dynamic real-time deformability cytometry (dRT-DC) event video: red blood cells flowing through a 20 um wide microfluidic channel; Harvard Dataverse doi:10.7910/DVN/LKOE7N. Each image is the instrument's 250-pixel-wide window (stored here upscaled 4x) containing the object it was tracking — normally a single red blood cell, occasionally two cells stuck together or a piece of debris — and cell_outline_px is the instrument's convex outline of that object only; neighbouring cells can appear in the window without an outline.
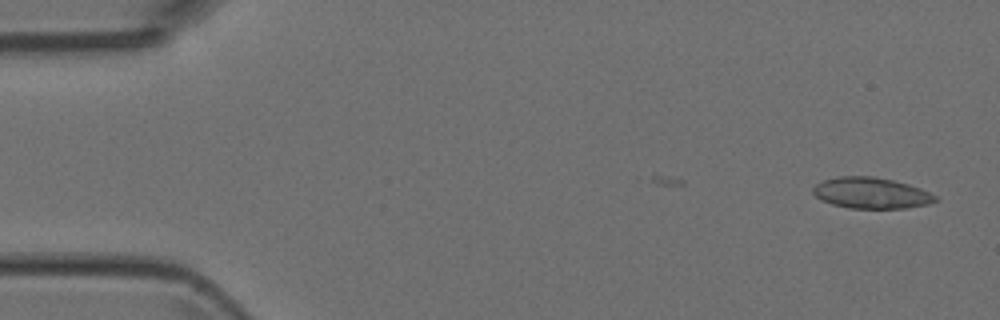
{"species": "Egyptian fruit bat (a non-hibernating species)", "species_latin": "Rousettus aegyptiacus", "temperature_condition": "room temperature", "stored_images_in_passage": 4, "camera_frame_rate_fps": 3000, "um_per_image_px": 0.085, "animal": {"sex": "female"}, "frame": {"image": 1, "passage_image": 1, "time_ms": 0.0, "image_size_px": [1000, 320], "cell_outline_px": [[940, 200], [928, 204], [904, 208], [848, 208], [832, 204], [820, 200], [812, 192], [812, 188], [816, 184], [824, 180], [840, 176], [872, 176], [892, 180], [908, 184], [920, 188], [936, 196]], "centroid_in_image_um": [74.04, 16.41], "position_along_channel_um": 11.0, "area_um2": 22.08}}
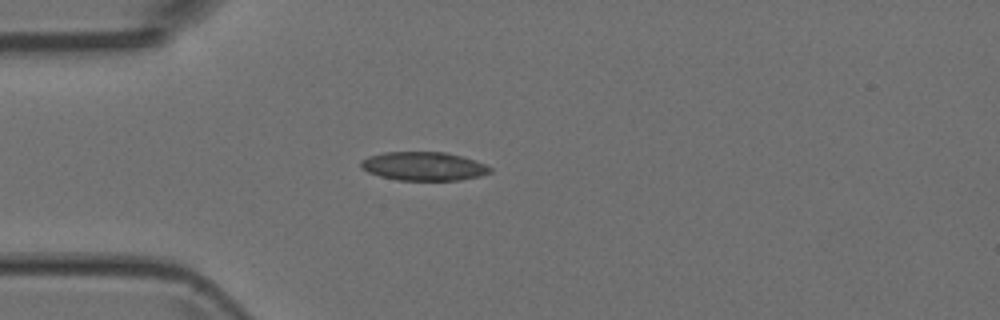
{"frame": {"image": 2, "passage_image": 3, "time_ms": 3.667, "image_size_px": [1000, 320], "cell_outline_px": [[492, 172], [480, 176], [460, 180], [396, 180], [380, 176], [368, 172], [360, 168], [360, 160], [368, 156], [384, 152], [444, 152], [476, 160], [492, 168]], "centroid_in_image_um": [35.99, 14.13], "position_along_channel_um": 49.0, "area_um2": 21.68}}